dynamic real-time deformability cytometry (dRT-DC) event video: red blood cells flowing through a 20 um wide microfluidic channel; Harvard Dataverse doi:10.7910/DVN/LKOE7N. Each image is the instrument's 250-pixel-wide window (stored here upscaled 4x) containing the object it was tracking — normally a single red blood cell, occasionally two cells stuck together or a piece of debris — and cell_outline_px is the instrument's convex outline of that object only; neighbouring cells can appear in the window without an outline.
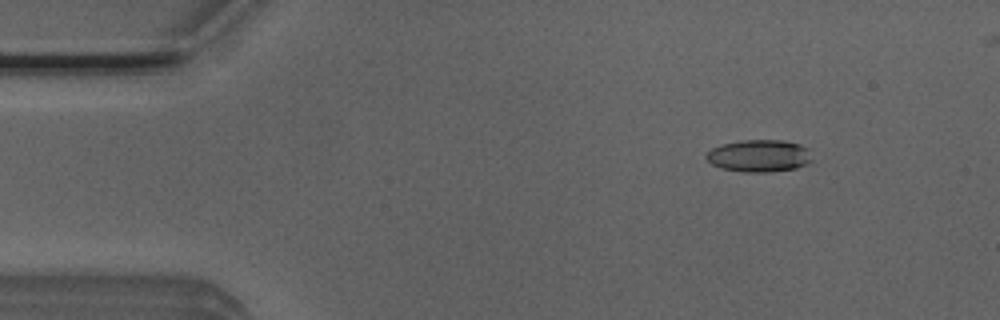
{"species": "Egyptian fruit bat (a non-hibernating species)", "species_latin": "Rousettus aegyptiacus", "temperature_condition": "room temperature", "stored_images_in_passage": 15, "camera_frame_rate_fps": 3000, "um_per_image_px": 0.085, "animal": {"sex": "male"}, "frame": {"image": 1, "passage_image": 7, "time_ms": 2.0, "image_size_px": [1000, 320], "cell_outline_px": [[812, 160], [796, 168], [768, 172], [744, 172], [724, 168], [712, 164], [704, 156], [712, 148], [720, 144], [740, 140], [784, 140], [800, 144], [808, 148]], "centroid_in_image_um": [64.52, 13.23], "position_along_channel_um": 20.5, "area_um2": 19.83}}